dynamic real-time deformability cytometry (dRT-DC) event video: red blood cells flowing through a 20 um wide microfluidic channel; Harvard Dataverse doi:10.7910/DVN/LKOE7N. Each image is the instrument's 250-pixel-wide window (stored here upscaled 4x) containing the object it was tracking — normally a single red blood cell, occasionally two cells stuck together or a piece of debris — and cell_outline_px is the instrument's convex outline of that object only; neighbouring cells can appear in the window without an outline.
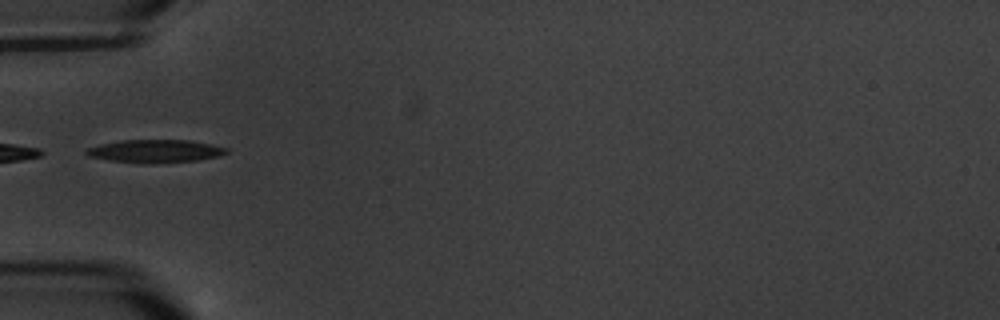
{"species": "common noctule bat (a hibernating species)", "species_latin": "Nyctalus noctula", "temperature_condition": "warm", "stored_images_in_passage": 7, "camera_frame_rate_fps": 3000, "um_per_image_px": 0.085, "animal": {"sex": "male", "body_mass_g": 20.1, "forearm_length_mm": 53.5}, "frame": {"image": 1, "passage_image": 1, "time_ms": 0.0, "image_size_px": [1000, 320], "cell_outline_px": [[228, 152], [220, 156], [200, 160], [152, 164], [144, 164], [108, 160], [88, 156], [84, 152], [84, 148], [100, 144], [120, 140], [192, 140], [228, 148]], "centroid_in_image_um": [13.17, 12.85], "position_along_channel_um": 71.8, "area_um2": 19.13}}
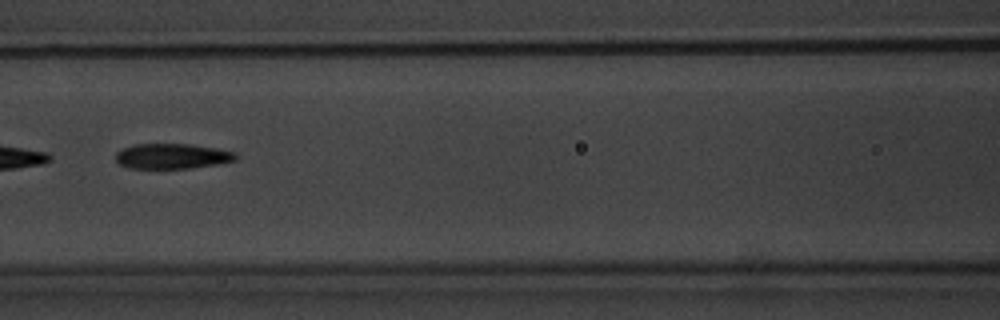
{"frame": {"image": 2, "passage_image": 3, "time_ms": 2.333, "image_size_px": [1000, 320], "cell_outline_px": [[236, 160], [216, 164], [192, 168], [128, 168], [120, 164], [116, 160], [116, 152], [132, 144], [192, 144], [216, 148], [236, 152]], "centroid_in_image_um": [14.63, 13.27], "position_along_channel_um": 152.0, "area_um2": 17.63}}